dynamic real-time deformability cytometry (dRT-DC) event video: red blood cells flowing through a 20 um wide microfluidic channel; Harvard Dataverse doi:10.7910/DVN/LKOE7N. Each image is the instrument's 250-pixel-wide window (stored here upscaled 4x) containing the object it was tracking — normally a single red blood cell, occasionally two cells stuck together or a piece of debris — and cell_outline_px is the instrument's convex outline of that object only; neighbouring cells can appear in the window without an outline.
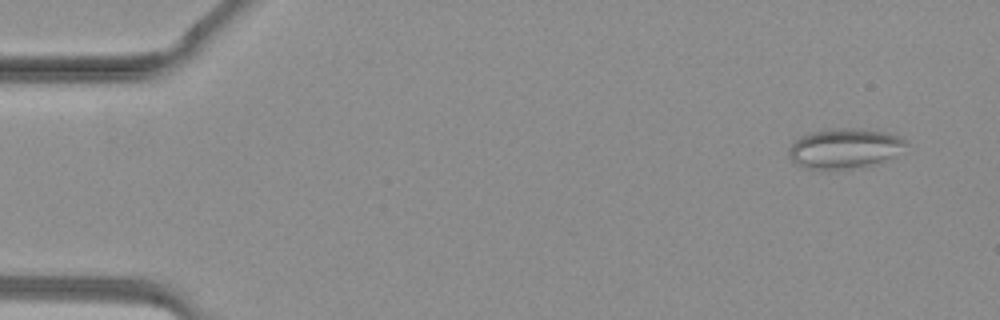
{"species": "common noctule bat (a hibernating species)", "species_latin": "Nyctalus noctula", "temperature_condition": "warm", "stored_images_in_passage": 38, "camera_frame_rate_fps": 3000, "um_per_image_px": 0.085, "animal": {"sex": "female", "body_mass_g": 19.3, "forearm_length_mm": 54.1}, "frame": {"image": 1, "passage_image": 3, "time_ms": 0.667, "image_size_px": [1000, 320], "cell_outline_px": [[908, 144], [892, 156], [884, 160], [864, 168], [804, 168], [796, 164], [788, 156], [788, 148], [800, 136], [808, 132], [832, 128], [864, 128], [884, 132], [900, 136], [908, 140]], "centroid_in_image_um": [71.78, 12.59], "position_along_channel_um": 13.2, "area_um2": 27.4}}
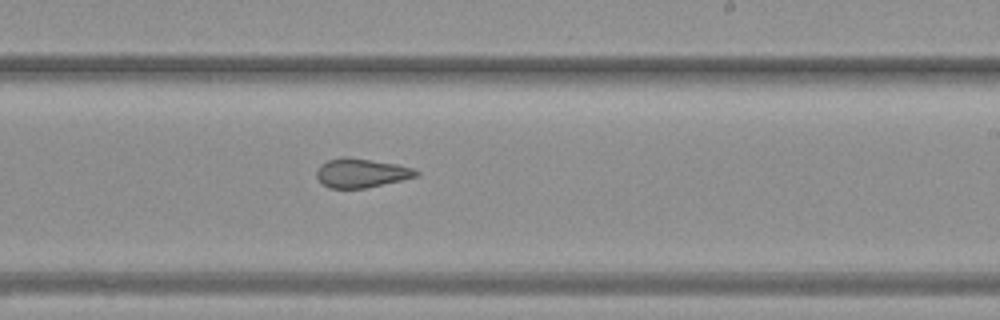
{"frame": {"image": 2, "passage_image": 24, "time_ms": 7.667, "image_size_px": [1000, 320], "cell_outline_px": [[420, 176], [364, 188], [328, 188], [316, 176], [316, 172], [320, 164], [328, 160], [340, 156], [348, 156], [396, 164], [412, 168], [420, 172]], "centroid_in_image_um": [30.7, 14.69], "position_along_channel_um": 258.3, "area_um2": 16.88}}
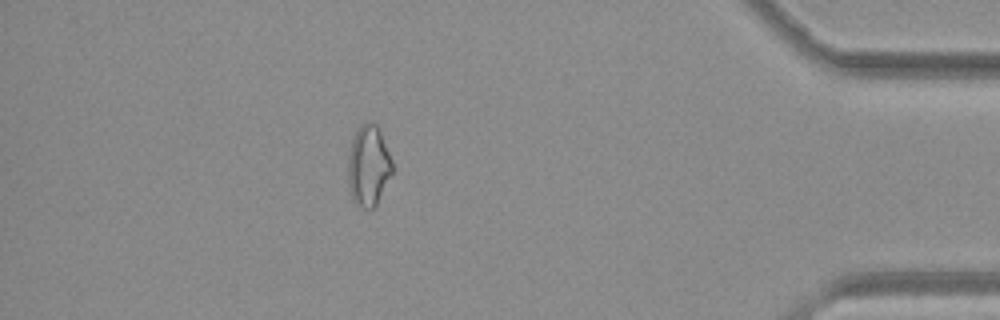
{"frame": {"image": 3, "passage_image": 35, "time_ms": 11.333, "image_size_px": [1000, 320], "cell_outline_px": [[396, 168], [376, 204], [372, 208], [364, 208], [352, 200], [348, 184], [348, 156], [352, 136], [360, 124], [368, 120], [376, 124], [380, 128]], "centroid_in_image_um": [31.35, 14.02], "position_along_channel_um": 403.9, "area_um2": 21.5}}